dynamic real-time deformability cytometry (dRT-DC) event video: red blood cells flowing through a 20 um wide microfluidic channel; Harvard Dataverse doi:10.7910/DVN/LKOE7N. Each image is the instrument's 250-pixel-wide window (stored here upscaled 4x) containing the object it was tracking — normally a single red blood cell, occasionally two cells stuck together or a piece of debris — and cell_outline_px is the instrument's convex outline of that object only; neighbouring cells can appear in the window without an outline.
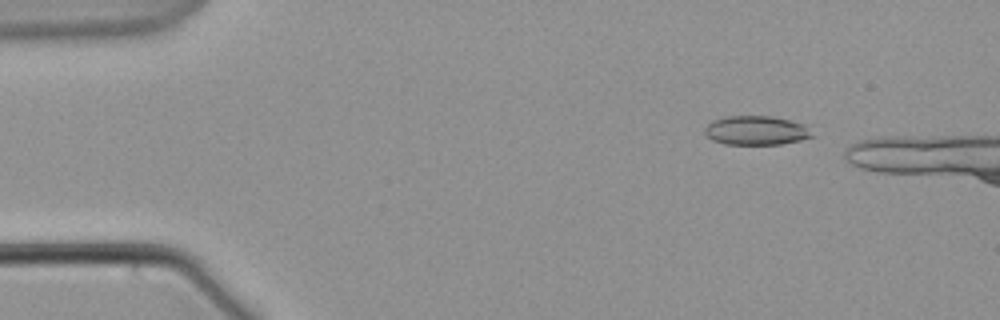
{"species": "common noctule bat (a hibernating species)", "species_latin": "Nyctalus noctula", "temperature_condition": "warm", "stored_images_in_passage": 18, "camera_frame_rate_fps": 3000, "um_per_image_px": 0.085, "animal": {"sex": "male", "body_mass_g": 21.5, "forearm_length_mm": 52.0}, "frame": {"image": 1, "passage_image": 7, "time_ms": 2.0, "image_size_px": [1000, 320], "cell_outline_px": [[816, 136], [800, 140], [780, 144], [724, 144], [712, 140], [704, 132], [704, 128], [712, 120], [728, 116], [772, 116], [804, 124]], "centroid_in_image_um": [64.27, 11.09], "position_along_channel_um": 20.7, "area_um2": 18.21}}